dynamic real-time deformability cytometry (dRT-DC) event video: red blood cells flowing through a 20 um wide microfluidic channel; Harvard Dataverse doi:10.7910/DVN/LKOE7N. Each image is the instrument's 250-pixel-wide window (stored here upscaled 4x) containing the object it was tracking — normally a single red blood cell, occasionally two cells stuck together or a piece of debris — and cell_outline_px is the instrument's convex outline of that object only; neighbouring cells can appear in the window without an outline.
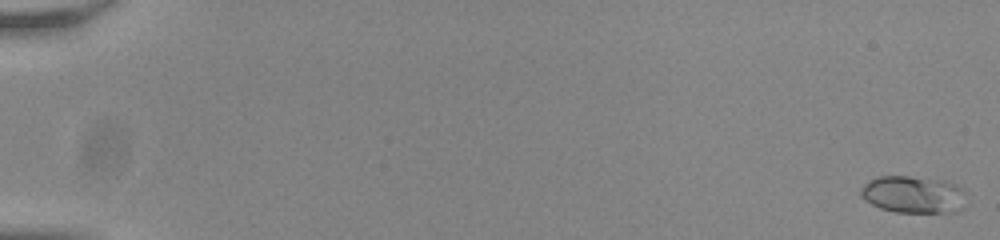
{"species": "common noctule bat (a hibernating species)", "species_latin": "Nyctalus noctula", "temperature_condition": "room temperature", "stored_images_in_passage": 57, "camera_frame_rate_fps": 3000, "um_per_image_px": 0.085, "animal": {"sex": "male", "body_mass_g": 20.0, "forearm_length_mm": 53.3}, "frame": {"image": 1, "passage_image": 2, "time_ms": 0.333, "image_size_px": [1000, 240], "cell_outline_px": [[964, 208], [960, 212], [896, 212], [880, 208], [864, 200], [860, 196], [860, 188], [868, 180], [876, 176], [908, 176], [944, 180], [956, 184], [964, 192]], "centroid_in_image_um": [77.61, 16.53], "position_along_channel_um": 7.4, "area_um2": 23.12}}
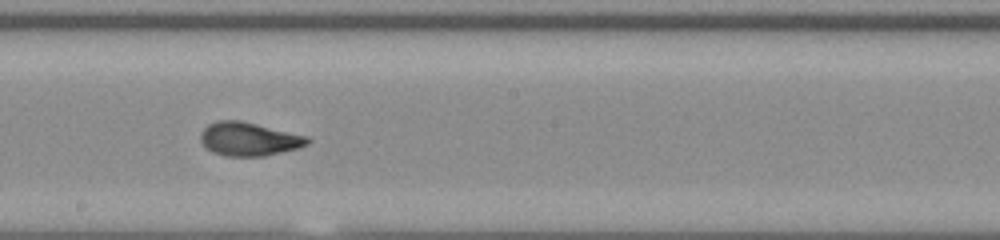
{"frame": {"image": 2, "passage_image": 34, "time_ms": 11.0, "image_size_px": [1000, 240], "cell_outline_px": [[312, 140], [308, 144], [296, 148], [264, 156], [228, 156], [216, 152], [208, 148], [200, 140], [200, 132], [208, 124], [216, 120], [240, 120], [308, 136]], "centroid_in_image_um": [21.16, 11.8], "position_along_channel_um": 227.0, "area_um2": 20.69}}
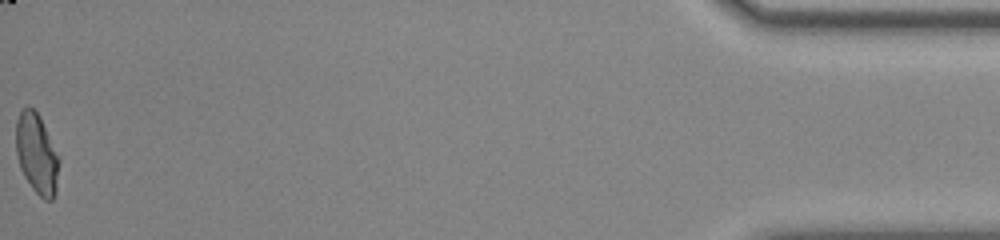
{"frame": {"image": 3, "passage_image": 57, "time_ms": 18.667, "image_size_px": [1000, 240], "cell_outline_px": [[60, 160], [56, 196], [52, 200], [44, 200], [32, 188], [24, 176], [20, 168], [16, 152], [16, 120], [20, 112], [28, 104], [40, 116], [60, 156]], "centroid_in_image_um": [3.15, 13.08], "position_along_channel_um": 432.0, "area_um2": 20.58}, "authors_computed_cell_mechanics": {"area_um2": 20.519, "velocity_mm_per_s": 3.8123, "shape_relaxation_time_tau1_ms": 6.5277, "shape_relaxation_time_tau2_ms": 0.9171, "deformation_change_tau1": 0.2131, "deformation_change_tau2": 0.0611}}